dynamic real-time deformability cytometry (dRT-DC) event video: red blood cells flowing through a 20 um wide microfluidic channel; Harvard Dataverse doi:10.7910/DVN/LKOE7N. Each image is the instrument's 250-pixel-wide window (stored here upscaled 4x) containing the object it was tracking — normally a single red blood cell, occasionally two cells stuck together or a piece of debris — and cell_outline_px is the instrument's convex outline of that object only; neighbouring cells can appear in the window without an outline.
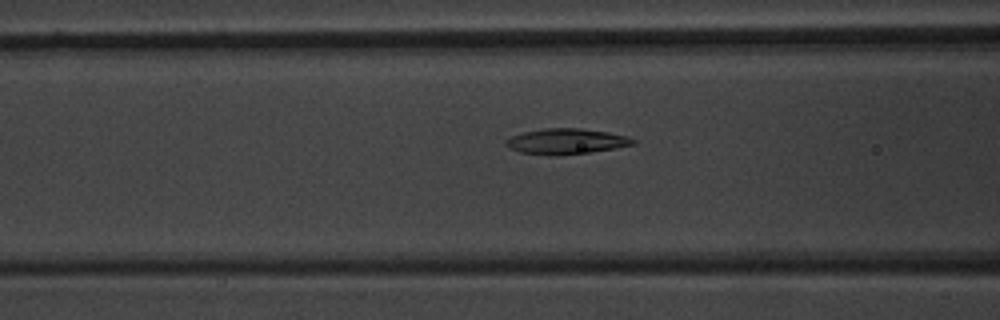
{"species": "common noctule bat (a hibernating species)", "species_latin": "Nyctalus noctula", "temperature_condition": "warm", "stored_images_in_passage": 54, "camera_frame_rate_fps": 3000, "um_per_image_px": 0.085, "animal": {"sex": "male", "body_mass_g": 20.1, "forearm_length_mm": 53.5}, "frame": {"image": 1, "passage_image": 22, "time_ms": 7.0, "image_size_px": [1000, 320], "cell_outline_px": [[636, 144], [616, 148], [588, 152], [556, 156], [520, 152], [508, 148], [504, 144], [504, 140], [512, 136], [524, 132], [544, 128], [580, 128], [608, 132], [624, 136], [636, 140]], "centroid_in_image_um": [48.09, 12.02], "position_along_channel_um": 118.5, "area_um2": 18.9}}
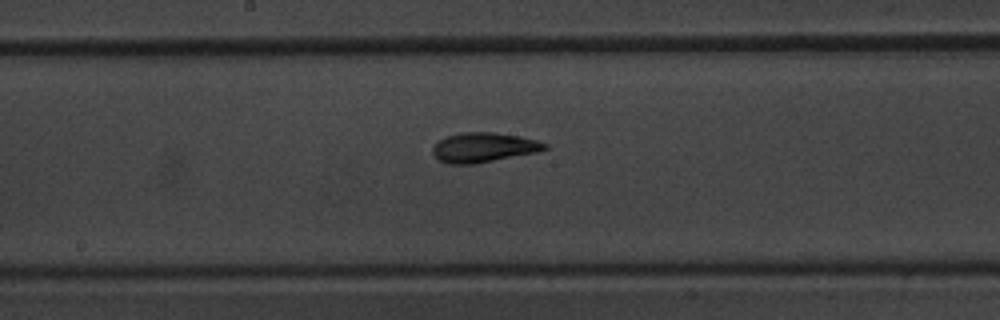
{"frame": {"image": 2, "passage_image": 29, "time_ms": 9.333, "image_size_px": [1000, 320], "cell_outline_px": [[548, 148], [536, 152], [476, 164], [448, 164], [440, 160], [432, 152], [432, 148], [436, 140], [444, 136], [464, 132], [492, 132], [520, 136], [536, 140], [548, 144]], "centroid_in_image_um": [41.07, 12.52], "position_along_channel_um": 207.1, "area_um2": 19.48}}
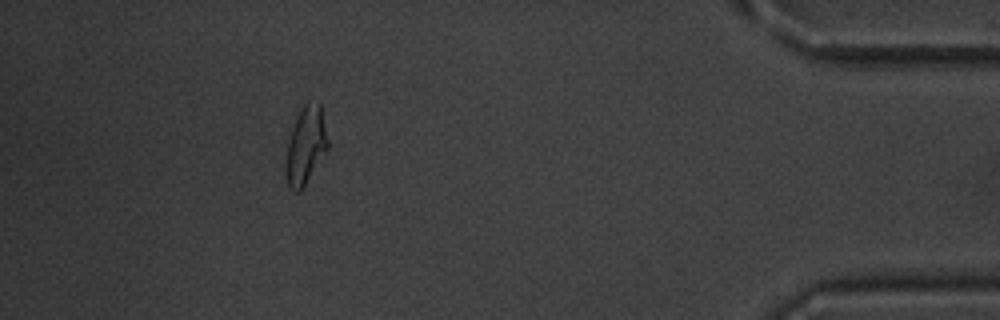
{"frame": {"image": 3, "passage_image": 49, "time_ms": 16.0, "image_size_px": [1000, 320], "cell_outline_px": [[328, 148], [300, 192], [292, 192], [288, 188], [284, 168], [288, 140], [296, 116], [300, 108], [308, 100], [320, 100], [328, 140]], "centroid_in_image_um": [25.96, 12.34], "position_along_channel_um": 409.2, "area_um2": 19.42}, "authors_computed_cell_mechanics": {"area_um2": 19.2763, "velocity_mm_per_s": 3.7937, "shape_relaxation_time_tau1_ms": 4.2052, "shape_relaxation_time_tau2_ms": 2.1114, "deformation_change_tau1": 0.169, "deformation_change_tau2": 0.0867}}